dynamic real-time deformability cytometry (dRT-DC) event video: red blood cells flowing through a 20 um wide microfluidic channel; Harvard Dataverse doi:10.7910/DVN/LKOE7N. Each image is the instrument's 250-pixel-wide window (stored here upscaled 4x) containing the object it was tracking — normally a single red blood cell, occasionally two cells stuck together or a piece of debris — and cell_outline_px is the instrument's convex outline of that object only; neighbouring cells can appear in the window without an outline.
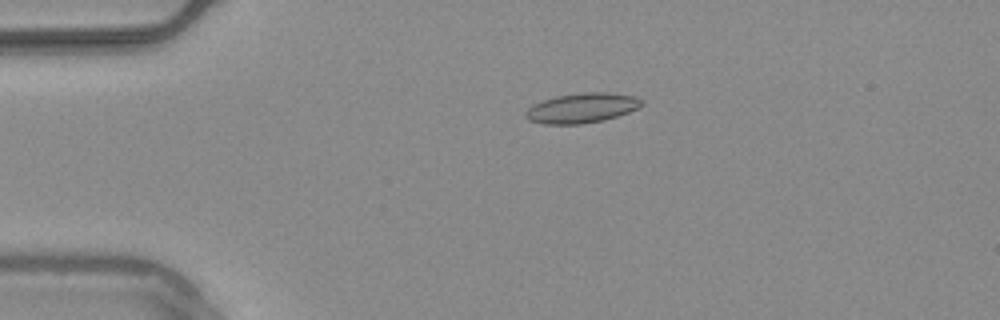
{"species": "common noctule bat (a hibernating species)", "species_latin": "Nyctalus noctula", "temperature_condition": "warm", "stored_images_in_passage": 54, "camera_frame_rate_fps": 3000, "um_per_image_px": 0.085, "animal": {"sex": "male", "body_mass_g": 20.4}, "frame": {"image": 1, "passage_image": 12, "time_ms": 3.667, "image_size_px": [1000, 320], "cell_outline_px": [[644, 104], [628, 112], [604, 120], [580, 124], [544, 124], [528, 120], [524, 116], [524, 112], [532, 104], [556, 96], [584, 92], [608, 92], [636, 96], [644, 100]], "centroid_in_image_um": [49.45, 9.17], "position_along_channel_um": 35.6, "area_um2": 20.29}}
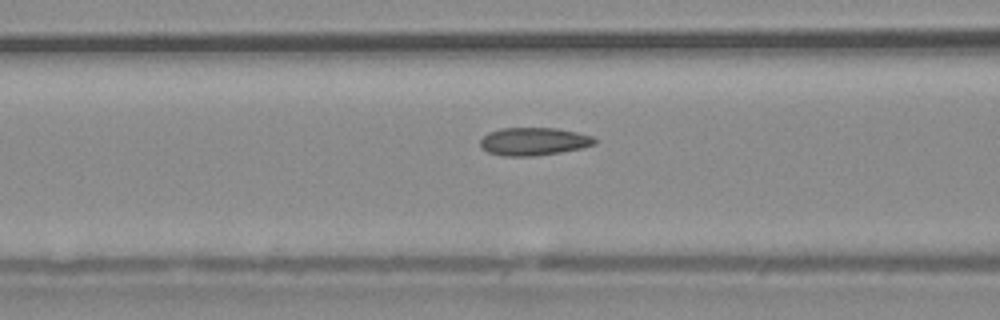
{"frame": {"image": 2, "passage_image": 22, "time_ms": 7.0, "image_size_px": [1000, 320], "cell_outline_px": [[596, 144], [584, 148], [560, 152], [532, 156], [504, 156], [488, 152], [480, 148], [480, 140], [488, 132], [500, 128], [556, 128], [576, 132], [592, 136], [596, 140]], "centroid_in_image_um": [45.35, 12.02], "position_along_channel_um": 121.2, "area_um2": 18.67}}
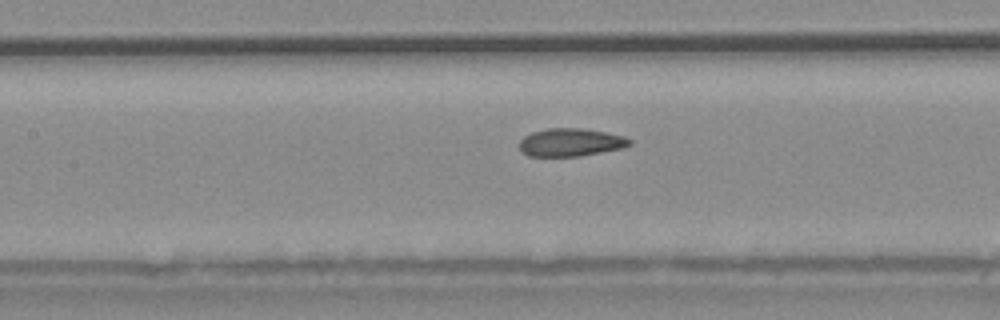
{"frame": {"image": 3, "passage_image": 25, "time_ms": 8.0, "image_size_px": [1000, 320], "cell_outline_px": [[632, 144], [624, 148], [580, 156], [528, 156], [520, 148], [520, 140], [524, 136], [532, 132], [548, 128], [580, 128], [604, 132], [624, 136], [632, 140]], "centroid_in_image_um": [48.53, 12.1], "position_along_channel_um": 158.9, "area_um2": 17.92}, "authors_computed_cell_mechanics": {"area_um2": 18.4093, "velocity_mm_per_s": 3.7568, "shape_relaxation_time_tau1_ms": null, "shape_relaxation_time_tau2_ms": 1.6033, "deformation_change_tau1": null, "deformation_change_tau2": 0.0577}}